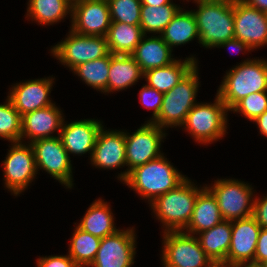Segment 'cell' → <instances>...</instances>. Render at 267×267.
<instances>
[{
    "label": "cell",
    "mask_w": 267,
    "mask_h": 267,
    "mask_svg": "<svg viewBox=\"0 0 267 267\" xmlns=\"http://www.w3.org/2000/svg\"><path fill=\"white\" fill-rule=\"evenodd\" d=\"M172 51L173 49L161 35L148 36V38L144 35L131 56L145 73L147 70L167 66L174 62L176 59L173 58Z\"/></svg>",
    "instance_id": "cell-21"
},
{
    "label": "cell",
    "mask_w": 267,
    "mask_h": 267,
    "mask_svg": "<svg viewBox=\"0 0 267 267\" xmlns=\"http://www.w3.org/2000/svg\"><path fill=\"white\" fill-rule=\"evenodd\" d=\"M261 227L253 216L232 221L231 243L227 258L229 264L254 265L258 235Z\"/></svg>",
    "instance_id": "cell-16"
},
{
    "label": "cell",
    "mask_w": 267,
    "mask_h": 267,
    "mask_svg": "<svg viewBox=\"0 0 267 267\" xmlns=\"http://www.w3.org/2000/svg\"><path fill=\"white\" fill-rule=\"evenodd\" d=\"M252 216L261 228H267V194L262 198H254Z\"/></svg>",
    "instance_id": "cell-38"
},
{
    "label": "cell",
    "mask_w": 267,
    "mask_h": 267,
    "mask_svg": "<svg viewBox=\"0 0 267 267\" xmlns=\"http://www.w3.org/2000/svg\"><path fill=\"white\" fill-rule=\"evenodd\" d=\"M135 228L118 230L101 239L91 267H131L136 254Z\"/></svg>",
    "instance_id": "cell-13"
},
{
    "label": "cell",
    "mask_w": 267,
    "mask_h": 267,
    "mask_svg": "<svg viewBox=\"0 0 267 267\" xmlns=\"http://www.w3.org/2000/svg\"><path fill=\"white\" fill-rule=\"evenodd\" d=\"M213 267H249L247 264H229L225 262L214 263Z\"/></svg>",
    "instance_id": "cell-44"
},
{
    "label": "cell",
    "mask_w": 267,
    "mask_h": 267,
    "mask_svg": "<svg viewBox=\"0 0 267 267\" xmlns=\"http://www.w3.org/2000/svg\"><path fill=\"white\" fill-rule=\"evenodd\" d=\"M37 267H78L73 259L67 255H49L36 260Z\"/></svg>",
    "instance_id": "cell-37"
},
{
    "label": "cell",
    "mask_w": 267,
    "mask_h": 267,
    "mask_svg": "<svg viewBox=\"0 0 267 267\" xmlns=\"http://www.w3.org/2000/svg\"><path fill=\"white\" fill-rule=\"evenodd\" d=\"M260 267H267V261H265L264 263H262V264L260 265Z\"/></svg>",
    "instance_id": "cell-45"
},
{
    "label": "cell",
    "mask_w": 267,
    "mask_h": 267,
    "mask_svg": "<svg viewBox=\"0 0 267 267\" xmlns=\"http://www.w3.org/2000/svg\"><path fill=\"white\" fill-rule=\"evenodd\" d=\"M247 5L267 13V0H242Z\"/></svg>",
    "instance_id": "cell-42"
},
{
    "label": "cell",
    "mask_w": 267,
    "mask_h": 267,
    "mask_svg": "<svg viewBox=\"0 0 267 267\" xmlns=\"http://www.w3.org/2000/svg\"><path fill=\"white\" fill-rule=\"evenodd\" d=\"M267 110V91L251 93L238 101L229 111L239 113L253 122Z\"/></svg>",
    "instance_id": "cell-35"
},
{
    "label": "cell",
    "mask_w": 267,
    "mask_h": 267,
    "mask_svg": "<svg viewBox=\"0 0 267 267\" xmlns=\"http://www.w3.org/2000/svg\"><path fill=\"white\" fill-rule=\"evenodd\" d=\"M143 36L140 25L111 22L106 36L109 51L112 54L131 55Z\"/></svg>",
    "instance_id": "cell-28"
},
{
    "label": "cell",
    "mask_w": 267,
    "mask_h": 267,
    "mask_svg": "<svg viewBox=\"0 0 267 267\" xmlns=\"http://www.w3.org/2000/svg\"><path fill=\"white\" fill-rule=\"evenodd\" d=\"M197 62L193 56L186 57L183 61L176 59L167 66L147 70L143 78L149 87L164 94L176 86L197 65Z\"/></svg>",
    "instance_id": "cell-23"
},
{
    "label": "cell",
    "mask_w": 267,
    "mask_h": 267,
    "mask_svg": "<svg viewBox=\"0 0 267 267\" xmlns=\"http://www.w3.org/2000/svg\"><path fill=\"white\" fill-rule=\"evenodd\" d=\"M163 93L157 91L155 88L149 87L147 84L143 85L140 92V102L147 109H152V118L147 122H153L159 115L162 106Z\"/></svg>",
    "instance_id": "cell-36"
},
{
    "label": "cell",
    "mask_w": 267,
    "mask_h": 267,
    "mask_svg": "<svg viewBox=\"0 0 267 267\" xmlns=\"http://www.w3.org/2000/svg\"><path fill=\"white\" fill-rule=\"evenodd\" d=\"M201 188V189H200ZM203 187H197L188 177L175 189L158 196L151 204L156 219L164 231H184L194 210L198 193Z\"/></svg>",
    "instance_id": "cell-3"
},
{
    "label": "cell",
    "mask_w": 267,
    "mask_h": 267,
    "mask_svg": "<svg viewBox=\"0 0 267 267\" xmlns=\"http://www.w3.org/2000/svg\"><path fill=\"white\" fill-rule=\"evenodd\" d=\"M98 133L90 158L93 166L100 169H118L126 165V143L124 131L105 130Z\"/></svg>",
    "instance_id": "cell-18"
},
{
    "label": "cell",
    "mask_w": 267,
    "mask_h": 267,
    "mask_svg": "<svg viewBox=\"0 0 267 267\" xmlns=\"http://www.w3.org/2000/svg\"><path fill=\"white\" fill-rule=\"evenodd\" d=\"M37 171L43 169L66 188L73 187L72 164L59 136L41 138L30 143Z\"/></svg>",
    "instance_id": "cell-12"
},
{
    "label": "cell",
    "mask_w": 267,
    "mask_h": 267,
    "mask_svg": "<svg viewBox=\"0 0 267 267\" xmlns=\"http://www.w3.org/2000/svg\"><path fill=\"white\" fill-rule=\"evenodd\" d=\"M265 261H267V228H261L254 255V265L260 266Z\"/></svg>",
    "instance_id": "cell-39"
},
{
    "label": "cell",
    "mask_w": 267,
    "mask_h": 267,
    "mask_svg": "<svg viewBox=\"0 0 267 267\" xmlns=\"http://www.w3.org/2000/svg\"><path fill=\"white\" fill-rule=\"evenodd\" d=\"M166 131L152 122L141 125L130 135L124 132L126 143V166L124 172L118 174L120 182H124L131 170L135 167L146 164L147 162L160 157L161 142L166 137Z\"/></svg>",
    "instance_id": "cell-8"
},
{
    "label": "cell",
    "mask_w": 267,
    "mask_h": 267,
    "mask_svg": "<svg viewBox=\"0 0 267 267\" xmlns=\"http://www.w3.org/2000/svg\"><path fill=\"white\" fill-rule=\"evenodd\" d=\"M186 178L162 154L131 170L124 183L151 204L158 196L175 189Z\"/></svg>",
    "instance_id": "cell-1"
},
{
    "label": "cell",
    "mask_w": 267,
    "mask_h": 267,
    "mask_svg": "<svg viewBox=\"0 0 267 267\" xmlns=\"http://www.w3.org/2000/svg\"><path fill=\"white\" fill-rule=\"evenodd\" d=\"M143 76L144 73L131 55L110 53L107 93L132 87Z\"/></svg>",
    "instance_id": "cell-24"
},
{
    "label": "cell",
    "mask_w": 267,
    "mask_h": 267,
    "mask_svg": "<svg viewBox=\"0 0 267 267\" xmlns=\"http://www.w3.org/2000/svg\"><path fill=\"white\" fill-rule=\"evenodd\" d=\"M50 52L70 70L79 64L103 58L110 53L106 37L82 35L73 30L69 31L64 40L53 46Z\"/></svg>",
    "instance_id": "cell-9"
},
{
    "label": "cell",
    "mask_w": 267,
    "mask_h": 267,
    "mask_svg": "<svg viewBox=\"0 0 267 267\" xmlns=\"http://www.w3.org/2000/svg\"><path fill=\"white\" fill-rule=\"evenodd\" d=\"M62 115L55 103L22 115L21 142H24L23 138L29 139L28 143H31L37 139L55 137L52 135L55 131L59 136L64 121Z\"/></svg>",
    "instance_id": "cell-20"
},
{
    "label": "cell",
    "mask_w": 267,
    "mask_h": 267,
    "mask_svg": "<svg viewBox=\"0 0 267 267\" xmlns=\"http://www.w3.org/2000/svg\"><path fill=\"white\" fill-rule=\"evenodd\" d=\"M198 64L174 86L164 93L158 117L152 122L160 128L181 127L187 114L197 104V92L200 87Z\"/></svg>",
    "instance_id": "cell-5"
},
{
    "label": "cell",
    "mask_w": 267,
    "mask_h": 267,
    "mask_svg": "<svg viewBox=\"0 0 267 267\" xmlns=\"http://www.w3.org/2000/svg\"><path fill=\"white\" fill-rule=\"evenodd\" d=\"M68 1L73 4V3L80 1V0H68Z\"/></svg>",
    "instance_id": "cell-46"
},
{
    "label": "cell",
    "mask_w": 267,
    "mask_h": 267,
    "mask_svg": "<svg viewBox=\"0 0 267 267\" xmlns=\"http://www.w3.org/2000/svg\"><path fill=\"white\" fill-rule=\"evenodd\" d=\"M205 186L216 197L224 220L233 221L252 216L254 191L249 183L225 178L215 180L213 186Z\"/></svg>",
    "instance_id": "cell-10"
},
{
    "label": "cell",
    "mask_w": 267,
    "mask_h": 267,
    "mask_svg": "<svg viewBox=\"0 0 267 267\" xmlns=\"http://www.w3.org/2000/svg\"><path fill=\"white\" fill-rule=\"evenodd\" d=\"M163 267H213L195 235L184 231L163 232Z\"/></svg>",
    "instance_id": "cell-7"
},
{
    "label": "cell",
    "mask_w": 267,
    "mask_h": 267,
    "mask_svg": "<svg viewBox=\"0 0 267 267\" xmlns=\"http://www.w3.org/2000/svg\"><path fill=\"white\" fill-rule=\"evenodd\" d=\"M214 103H197L187 114L183 127L200 144H211L227 133L226 105L216 95Z\"/></svg>",
    "instance_id": "cell-6"
},
{
    "label": "cell",
    "mask_w": 267,
    "mask_h": 267,
    "mask_svg": "<svg viewBox=\"0 0 267 267\" xmlns=\"http://www.w3.org/2000/svg\"><path fill=\"white\" fill-rule=\"evenodd\" d=\"M193 1L198 8L192 12L197 21L199 44L205 48H214L234 38L233 0Z\"/></svg>",
    "instance_id": "cell-2"
},
{
    "label": "cell",
    "mask_w": 267,
    "mask_h": 267,
    "mask_svg": "<svg viewBox=\"0 0 267 267\" xmlns=\"http://www.w3.org/2000/svg\"><path fill=\"white\" fill-rule=\"evenodd\" d=\"M218 48H225V47H227V48H229L230 49V51L232 52V50L233 51H235L236 49L238 50V52L239 51H243V52H248V51H252L253 49L247 44V43H245V42H243V41H241V40H239L238 38H231V39H229V40H227V41H225V42H223V43H221V44H219L218 46H217Z\"/></svg>",
    "instance_id": "cell-40"
},
{
    "label": "cell",
    "mask_w": 267,
    "mask_h": 267,
    "mask_svg": "<svg viewBox=\"0 0 267 267\" xmlns=\"http://www.w3.org/2000/svg\"><path fill=\"white\" fill-rule=\"evenodd\" d=\"M232 234V221L223 220L211 229L197 234L201 248L214 262H224L229 252ZM199 235V236H198Z\"/></svg>",
    "instance_id": "cell-26"
},
{
    "label": "cell",
    "mask_w": 267,
    "mask_h": 267,
    "mask_svg": "<svg viewBox=\"0 0 267 267\" xmlns=\"http://www.w3.org/2000/svg\"><path fill=\"white\" fill-rule=\"evenodd\" d=\"M267 91V59H246L226 71L217 95L230 110L251 93Z\"/></svg>",
    "instance_id": "cell-4"
},
{
    "label": "cell",
    "mask_w": 267,
    "mask_h": 267,
    "mask_svg": "<svg viewBox=\"0 0 267 267\" xmlns=\"http://www.w3.org/2000/svg\"><path fill=\"white\" fill-rule=\"evenodd\" d=\"M55 77H45L16 83L8 98L20 115L48 107L54 103L49 98Z\"/></svg>",
    "instance_id": "cell-17"
},
{
    "label": "cell",
    "mask_w": 267,
    "mask_h": 267,
    "mask_svg": "<svg viewBox=\"0 0 267 267\" xmlns=\"http://www.w3.org/2000/svg\"><path fill=\"white\" fill-rule=\"evenodd\" d=\"M163 40L172 49L194 40L199 41L197 21L192 10L181 8L161 33Z\"/></svg>",
    "instance_id": "cell-27"
},
{
    "label": "cell",
    "mask_w": 267,
    "mask_h": 267,
    "mask_svg": "<svg viewBox=\"0 0 267 267\" xmlns=\"http://www.w3.org/2000/svg\"><path fill=\"white\" fill-rule=\"evenodd\" d=\"M82 217L77 226L100 239L119 230L114 226L115 219L110 205L101 198L96 199Z\"/></svg>",
    "instance_id": "cell-25"
},
{
    "label": "cell",
    "mask_w": 267,
    "mask_h": 267,
    "mask_svg": "<svg viewBox=\"0 0 267 267\" xmlns=\"http://www.w3.org/2000/svg\"><path fill=\"white\" fill-rule=\"evenodd\" d=\"M253 122L256 123L259 128V132L264 137H267V110L264 111L259 117H257Z\"/></svg>",
    "instance_id": "cell-41"
},
{
    "label": "cell",
    "mask_w": 267,
    "mask_h": 267,
    "mask_svg": "<svg viewBox=\"0 0 267 267\" xmlns=\"http://www.w3.org/2000/svg\"><path fill=\"white\" fill-rule=\"evenodd\" d=\"M102 127L101 121L96 119H80L69 124L63 121L59 137L69 157L70 154L82 156L88 152L91 158Z\"/></svg>",
    "instance_id": "cell-19"
},
{
    "label": "cell",
    "mask_w": 267,
    "mask_h": 267,
    "mask_svg": "<svg viewBox=\"0 0 267 267\" xmlns=\"http://www.w3.org/2000/svg\"><path fill=\"white\" fill-rule=\"evenodd\" d=\"M100 243V238L75 226L70 244L68 245V255L78 267H90L95 260Z\"/></svg>",
    "instance_id": "cell-30"
},
{
    "label": "cell",
    "mask_w": 267,
    "mask_h": 267,
    "mask_svg": "<svg viewBox=\"0 0 267 267\" xmlns=\"http://www.w3.org/2000/svg\"><path fill=\"white\" fill-rule=\"evenodd\" d=\"M234 37L253 50L267 45V13L233 0Z\"/></svg>",
    "instance_id": "cell-15"
},
{
    "label": "cell",
    "mask_w": 267,
    "mask_h": 267,
    "mask_svg": "<svg viewBox=\"0 0 267 267\" xmlns=\"http://www.w3.org/2000/svg\"><path fill=\"white\" fill-rule=\"evenodd\" d=\"M249 267H260V266H255V265H249Z\"/></svg>",
    "instance_id": "cell-47"
},
{
    "label": "cell",
    "mask_w": 267,
    "mask_h": 267,
    "mask_svg": "<svg viewBox=\"0 0 267 267\" xmlns=\"http://www.w3.org/2000/svg\"><path fill=\"white\" fill-rule=\"evenodd\" d=\"M22 116L9 98L0 104V138L13 142L21 141Z\"/></svg>",
    "instance_id": "cell-33"
},
{
    "label": "cell",
    "mask_w": 267,
    "mask_h": 267,
    "mask_svg": "<svg viewBox=\"0 0 267 267\" xmlns=\"http://www.w3.org/2000/svg\"><path fill=\"white\" fill-rule=\"evenodd\" d=\"M27 3L26 17L41 26L61 22L72 13V3L68 0H28Z\"/></svg>",
    "instance_id": "cell-29"
},
{
    "label": "cell",
    "mask_w": 267,
    "mask_h": 267,
    "mask_svg": "<svg viewBox=\"0 0 267 267\" xmlns=\"http://www.w3.org/2000/svg\"><path fill=\"white\" fill-rule=\"evenodd\" d=\"M13 142L3 161L5 187L13 195L21 194L38 173L33 148L30 143Z\"/></svg>",
    "instance_id": "cell-11"
},
{
    "label": "cell",
    "mask_w": 267,
    "mask_h": 267,
    "mask_svg": "<svg viewBox=\"0 0 267 267\" xmlns=\"http://www.w3.org/2000/svg\"><path fill=\"white\" fill-rule=\"evenodd\" d=\"M171 0H141L142 5H150L153 7H159L164 4H169Z\"/></svg>",
    "instance_id": "cell-43"
},
{
    "label": "cell",
    "mask_w": 267,
    "mask_h": 267,
    "mask_svg": "<svg viewBox=\"0 0 267 267\" xmlns=\"http://www.w3.org/2000/svg\"><path fill=\"white\" fill-rule=\"evenodd\" d=\"M70 29L88 36H107L111 19L107 0H80L72 4Z\"/></svg>",
    "instance_id": "cell-14"
},
{
    "label": "cell",
    "mask_w": 267,
    "mask_h": 267,
    "mask_svg": "<svg viewBox=\"0 0 267 267\" xmlns=\"http://www.w3.org/2000/svg\"><path fill=\"white\" fill-rule=\"evenodd\" d=\"M111 22L140 25L141 0H107Z\"/></svg>",
    "instance_id": "cell-34"
},
{
    "label": "cell",
    "mask_w": 267,
    "mask_h": 267,
    "mask_svg": "<svg viewBox=\"0 0 267 267\" xmlns=\"http://www.w3.org/2000/svg\"><path fill=\"white\" fill-rule=\"evenodd\" d=\"M223 220L216 197L204 186L197 195L191 219L184 232L197 235Z\"/></svg>",
    "instance_id": "cell-22"
},
{
    "label": "cell",
    "mask_w": 267,
    "mask_h": 267,
    "mask_svg": "<svg viewBox=\"0 0 267 267\" xmlns=\"http://www.w3.org/2000/svg\"><path fill=\"white\" fill-rule=\"evenodd\" d=\"M110 53L100 59L79 64L72 71L88 86L107 93Z\"/></svg>",
    "instance_id": "cell-32"
},
{
    "label": "cell",
    "mask_w": 267,
    "mask_h": 267,
    "mask_svg": "<svg viewBox=\"0 0 267 267\" xmlns=\"http://www.w3.org/2000/svg\"><path fill=\"white\" fill-rule=\"evenodd\" d=\"M180 9V5L174 4L173 1L159 7L142 5L140 27L143 34L147 35L149 32V34L154 33L156 35L159 33L161 35Z\"/></svg>",
    "instance_id": "cell-31"
}]
</instances>
